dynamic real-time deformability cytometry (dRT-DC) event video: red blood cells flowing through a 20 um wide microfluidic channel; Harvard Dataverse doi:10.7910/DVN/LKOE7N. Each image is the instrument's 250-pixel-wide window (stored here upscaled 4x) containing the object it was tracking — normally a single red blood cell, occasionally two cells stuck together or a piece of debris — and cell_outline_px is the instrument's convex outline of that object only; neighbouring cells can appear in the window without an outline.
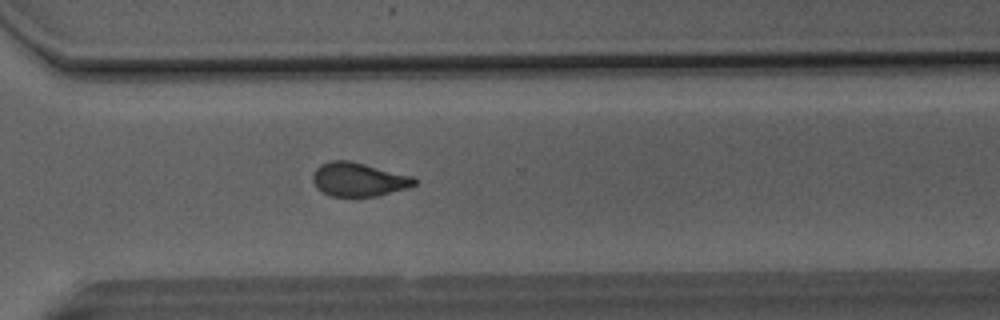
{"species": "Egyptian fruit bat (a non-hibernating species)", "species_latin": "Rousettus aegyptiacus", "temperature_condition": "room temperature", "stored_images_in_passage": 44, "camera_frame_rate_fps": 3000, "um_per_image_px": 0.085, "animal": {"sex": "male"}, "frame": {"image": 1, "passage_image": 30, "time_ms": 9.667, "image_size_px": [1000, 320], "cell_outline_px": [[416, 184], [404, 188], [376, 196], [332, 196], [316, 188], [312, 180], [312, 176], [316, 168], [320, 164], [332, 160], [348, 160], [412, 176], [416, 180]], "centroid_in_image_um": [30.42, 15.24], "position_along_channel_um": 340.2, "area_um2": 19.65}}
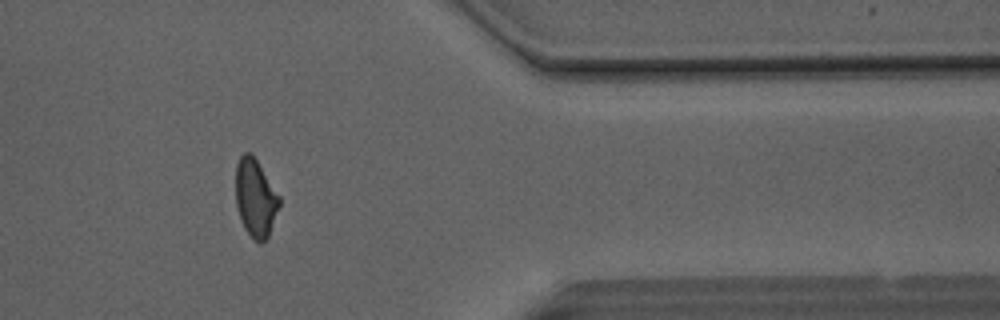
{"frame": {"image": 2, "passage_image": 35, "time_ms": 11.333, "image_size_px": [1000, 320], "cell_outline_px": [[280, 204], [268, 236], [260, 244], [244, 228], [240, 220], [236, 204], [236, 164], [240, 156], [244, 152], [252, 152], [280, 196]], "centroid_in_image_um": [21.7, 16.78], "position_along_channel_um": 389.7, "area_um2": 19.77}}
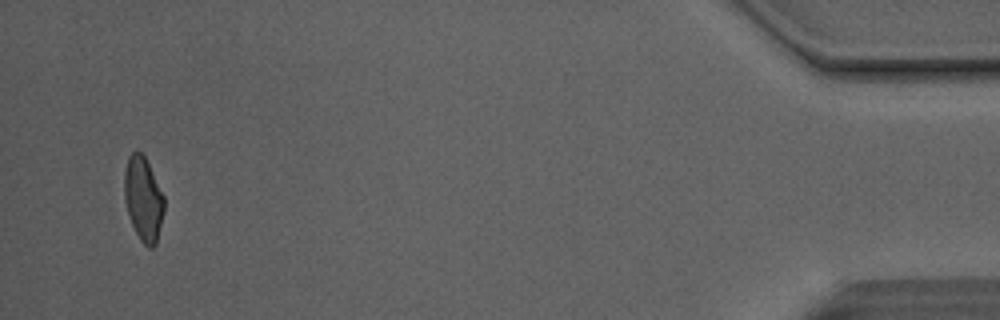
{"frame": {"image": 3, "passage_image": 42, "time_ms": 13.667, "image_size_px": [1000, 320], "cell_outline_px": [[164, 212], [156, 244], [152, 248], [148, 248], [140, 240], [128, 216], [124, 200], [124, 172], [128, 156], [136, 148], [144, 156], [164, 196]], "centroid_in_image_um": [12.16, 16.91], "position_along_channel_um": 423.0, "area_um2": 19.59}, "authors_computed_cell_mechanics": {"area_um2": 20.5479, "velocity_mm_per_s": 4.1353, "shape_relaxation_time_tau1_ms": 9.154, "shape_relaxation_time_tau2_ms": 1.2606, "deformation_change_tau1": 0.198, "deformation_change_tau2": 0.0784}}